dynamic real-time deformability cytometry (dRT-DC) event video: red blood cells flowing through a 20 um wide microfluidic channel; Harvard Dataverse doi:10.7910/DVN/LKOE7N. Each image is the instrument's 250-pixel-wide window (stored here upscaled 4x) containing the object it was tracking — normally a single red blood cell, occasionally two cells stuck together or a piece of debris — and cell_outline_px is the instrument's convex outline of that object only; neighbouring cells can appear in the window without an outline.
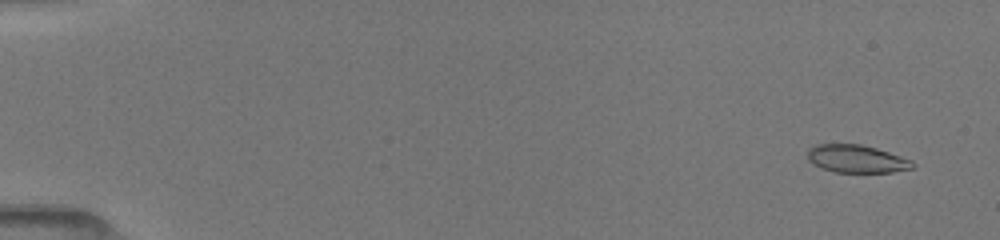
{"species": "common noctule bat (a hibernating species)", "species_latin": "Nyctalus noctula", "temperature_condition": "room temperature", "stored_images_in_passage": 52, "camera_frame_rate_fps": 3000, "um_per_image_px": 0.085, "animal": {"sex": "female", "body_mass_g": 19.5, "forearm_length_mm": 54.1}, "frame": {"image": 1, "passage_image": 3, "time_ms": 0.667, "image_size_px": [1000, 240], "cell_outline_px": [[916, 164], [912, 168], [892, 172], [832, 172], [812, 164], [808, 160], [808, 148], [816, 144], [860, 144], [876, 148], [912, 160]], "centroid_in_image_um": [72.79, 13.5], "position_along_channel_um": 12.2, "area_um2": 17.05}}
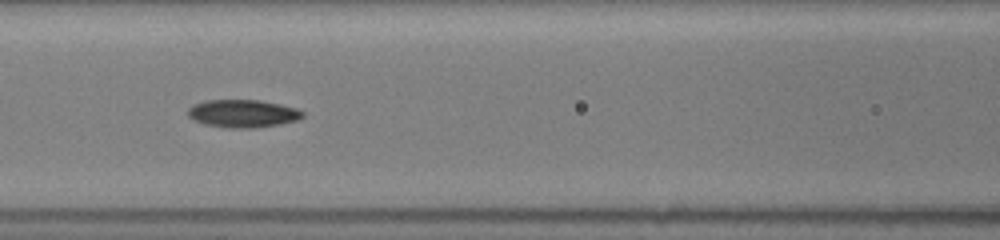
{"frame": {"image": 2, "passage_image": 24, "time_ms": 7.667, "image_size_px": [1000, 240], "cell_outline_px": [[304, 116], [296, 120], [280, 124], [256, 128], [224, 128], [204, 124], [192, 120], [188, 116], [188, 108], [192, 104], [204, 100], [260, 100], [280, 104], [296, 108], [304, 112]], "centroid_in_image_um": [20.6, 9.65], "position_along_channel_um": 146.0, "area_um2": 18.84}}
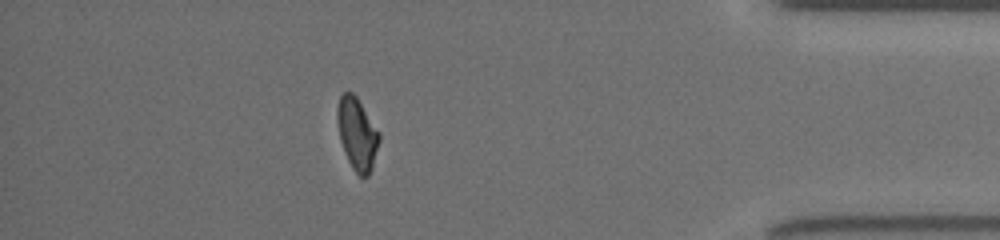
{"frame": {"image": 3, "passage_image": 46, "time_ms": 15.0, "image_size_px": [1000, 240], "cell_outline_px": [[380, 140], [372, 168], [368, 176], [360, 176], [352, 168], [344, 152], [340, 140], [336, 120], [336, 108], [340, 96], [344, 92], [352, 92], [356, 96], [380, 132]], "centroid_in_image_um": [30.35, 11.36], "position_along_channel_um": 404.9, "area_um2": 17.74}, "authors_computed_cell_mechanics": {"area_um2": 17.918, "velocity_mm_per_s": 4.033, "shape_relaxation_time_tau1_ms": 4.655, "shape_relaxation_time_tau2_ms": 3.1999, "deformation_change_tau1": 0.168, "deformation_change_tau2": 0.0834}}